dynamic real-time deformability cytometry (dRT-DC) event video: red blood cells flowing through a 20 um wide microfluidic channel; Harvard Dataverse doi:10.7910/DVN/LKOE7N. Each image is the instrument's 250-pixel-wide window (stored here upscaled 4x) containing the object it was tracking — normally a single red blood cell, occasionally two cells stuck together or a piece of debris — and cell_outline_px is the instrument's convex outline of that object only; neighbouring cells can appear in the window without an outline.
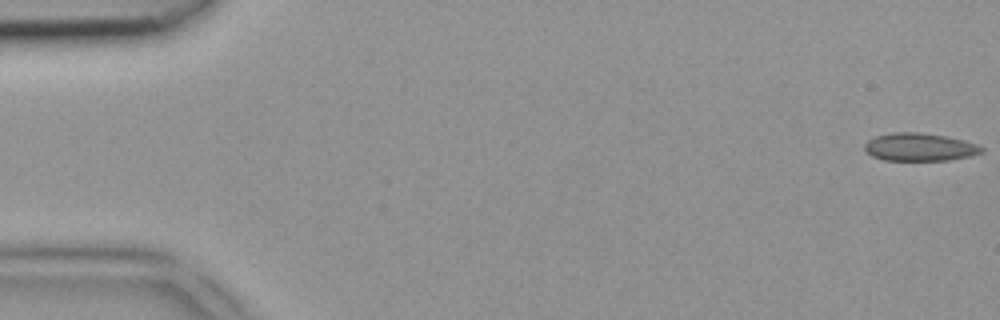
{"species": "common noctule bat (a hibernating species)", "species_latin": "Nyctalus noctula", "temperature_condition": "room temperature", "stored_images_in_passage": 4, "camera_frame_rate_fps": 3000, "um_per_image_px": 0.085, "animal": {"sex": "female", "body_mass_g": 18.4}, "frame": {"image": 1, "passage_image": 1, "time_ms": 0.0, "image_size_px": [1000, 320], "cell_outline_px": [[984, 152], [968, 156], [948, 160], [884, 160], [872, 156], [864, 148], [864, 144], [868, 140], [876, 136], [892, 132], [920, 132], [944, 136], [964, 140], [976, 144], [984, 148]], "centroid_in_image_um": [78.16, 12.49], "position_along_channel_um": 6.8, "area_um2": 18.9}}